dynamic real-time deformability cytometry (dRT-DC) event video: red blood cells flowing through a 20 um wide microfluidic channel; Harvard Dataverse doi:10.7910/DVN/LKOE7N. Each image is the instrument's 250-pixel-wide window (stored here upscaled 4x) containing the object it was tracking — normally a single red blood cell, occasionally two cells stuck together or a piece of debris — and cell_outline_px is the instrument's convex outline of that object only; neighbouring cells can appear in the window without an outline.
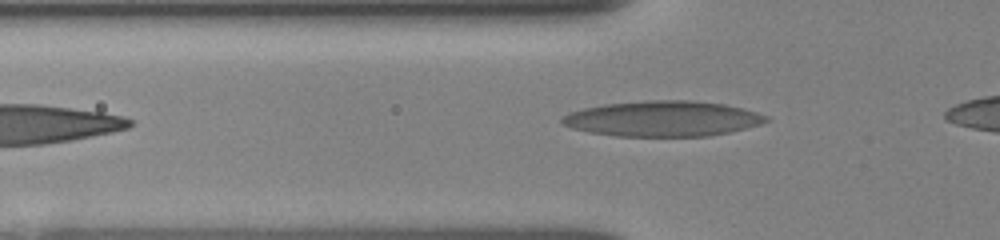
{"species": "human", "species_latin": "Homo sapiens", "temperature_condition": "room temperature", "stored_images_in_passage": 24, "camera_frame_rate_fps": 3000, "um_per_image_px": 0.085, "donor": {"sex": "female"}, "frame": {"image": 1, "passage_image": 3, "time_ms": 0.667, "image_size_px": [1000, 240], "cell_outline_px": [[772, 120], [760, 124], [728, 132], [708, 136], [616, 136], [588, 132], [572, 128], [560, 124], [560, 116], [568, 112], [584, 108], [604, 104], [652, 100], [692, 100], [724, 104], [744, 108], [768, 116]], "centroid_in_image_um": [56.3, 10.08], "position_along_channel_um": 69.5, "area_um2": 42.37}}
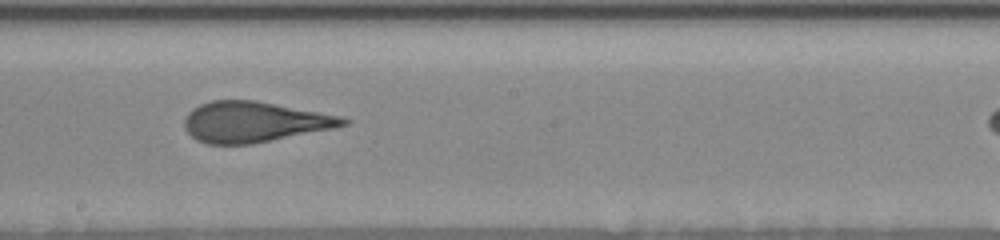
{"frame": {"image": 2, "passage_image": 14, "time_ms": 4.667, "image_size_px": [1000, 240], "cell_outline_px": [[348, 124], [336, 128], [252, 144], [208, 144], [196, 140], [184, 128], [184, 120], [188, 112], [192, 108], [200, 104], [212, 100], [256, 100], [340, 116], [348, 120]], "centroid_in_image_um": [21.58, 10.36], "position_along_channel_um": 226.6, "area_um2": 37.51}}
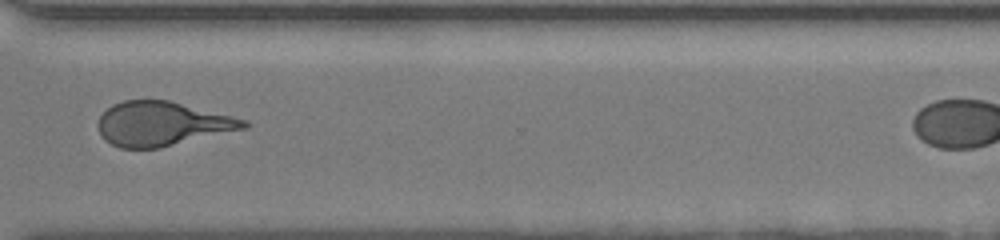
{"frame": {"image": 3, "passage_image": 20, "time_ms": 8.0, "image_size_px": [1000, 240], "cell_outline_px": [[252, 124], [248, 128], [160, 148], [120, 148], [112, 144], [100, 132], [96, 124], [100, 116], [112, 104], [124, 100], [168, 100], [248, 120]], "centroid_in_image_um": [13.82, 10.52], "position_along_channel_um": 356.8, "area_um2": 37.51}}